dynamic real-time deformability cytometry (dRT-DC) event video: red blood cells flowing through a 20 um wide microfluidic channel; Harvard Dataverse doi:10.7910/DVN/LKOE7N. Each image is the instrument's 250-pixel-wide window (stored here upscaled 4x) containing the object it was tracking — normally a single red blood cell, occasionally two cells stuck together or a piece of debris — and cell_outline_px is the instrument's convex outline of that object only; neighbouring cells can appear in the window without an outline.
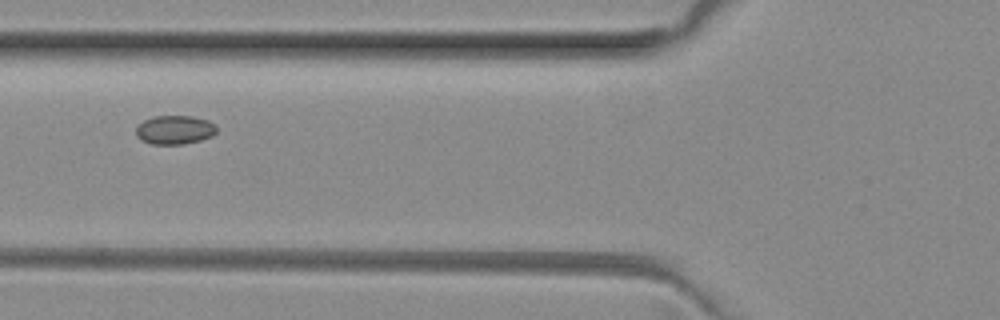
{"species": "common noctule bat (a hibernating species)", "species_latin": "Nyctalus noctula", "temperature_condition": "room temperature", "stored_images_in_passage": 8, "camera_frame_rate_fps": 3000, "um_per_image_px": 0.085, "animal": {"sex": "female", "body_mass_g": 29.2, "forearm_length_mm": 56.3}, "frame": {"image": 1, "passage_image": 4, "time_ms": 1.0, "image_size_px": [1000, 320], "cell_outline_px": [[216, 132], [212, 136], [200, 140], [184, 144], [152, 144], [140, 140], [136, 136], [136, 124], [152, 116], [192, 116], [208, 120], [216, 124]], "centroid_in_image_um": [14.82, 11.03], "position_along_channel_um": 111.0, "area_um2": 13.76}}
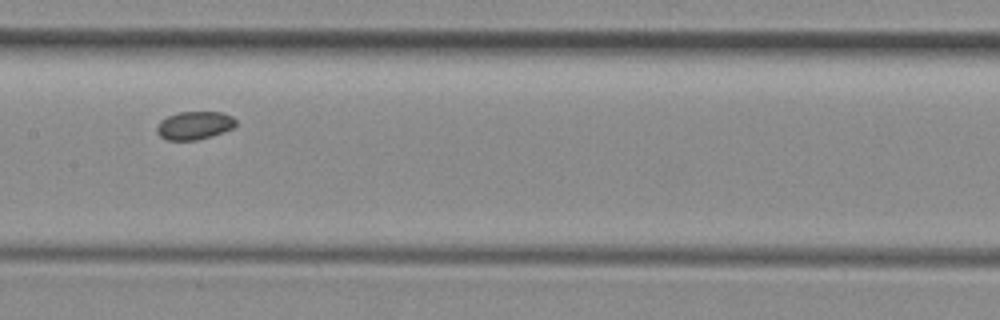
{"frame": {"image": 2, "passage_image": 6, "time_ms": 1.667, "image_size_px": [1000, 320], "cell_outline_px": [[236, 124], [232, 128], [224, 132], [212, 136], [196, 140], [168, 140], [160, 136], [156, 132], [156, 128], [160, 120], [168, 116], [180, 112], [224, 112], [232, 116], [236, 120]], "centroid_in_image_um": [16.53, 10.66], "position_along_channel_um": 190.9, "area_um2": 13.01}}
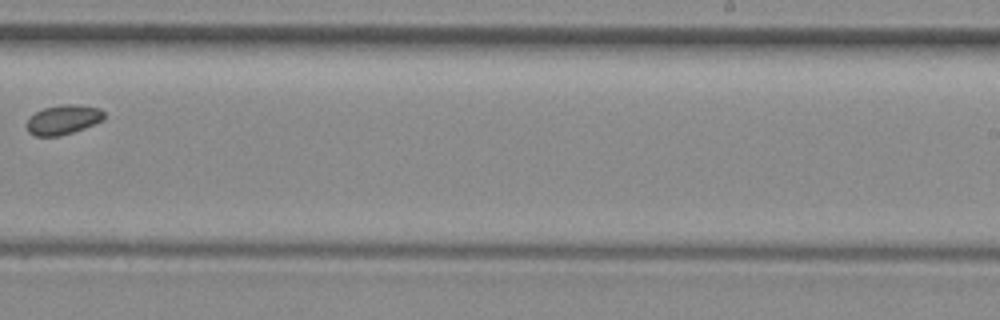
{"frame": {"image": 3, "passage_image": 8, "time_ms": 2.333, "image_size_px": [1000, 320], "cell_outline_px": [[104, 120], [84, 128], [72, 132], [56, 136], [36, 136], [28, 132], [28, 120], [36, 112], [44, 108], [60, 104], [76, 104], [100, 108], [104, 112]], "centroid_in_image_um": [5.41, 10.16], "position_along_channel_um": 283.6, "area_um2": 13.18}}